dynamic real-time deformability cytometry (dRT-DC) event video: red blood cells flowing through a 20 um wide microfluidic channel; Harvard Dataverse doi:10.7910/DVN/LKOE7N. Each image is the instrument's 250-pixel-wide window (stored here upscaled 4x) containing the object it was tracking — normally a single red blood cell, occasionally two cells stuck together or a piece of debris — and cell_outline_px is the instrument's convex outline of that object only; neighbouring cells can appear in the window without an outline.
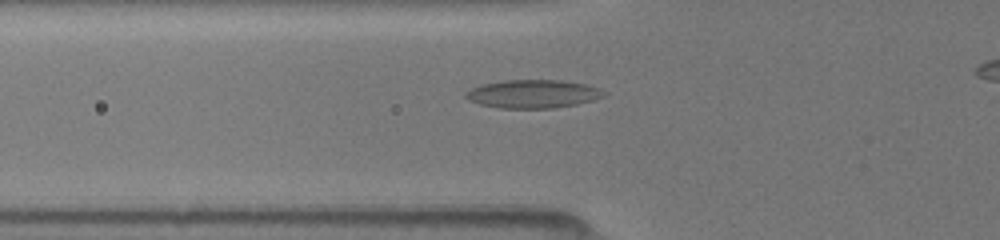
{"species": "common noctule bat (a hibernating species)", "species_latin": "Nyctalus noctula", "temperature_condition": "room temperature", "stored_images_in_passage": 28, "camera_frame_rate_fps": 3000, "um_per_image_px": 0.085, "animal": {"sex": "female", "body_mass_g": 19.5, "forearm_length_mm": 54.1}, "frame": {"image": 1, "passage_image": 6, "time_ms": 1.667, "image_size_px": [1000, 240], "cell_outline_px": [[604, 96], [592, 100], [576, 104], [552, 108], [500, 108], [480, 104], [468, 100], [464, 96], [464, 92], [472, 88], [484, 84], [500, 80], [560, 80], [584, 84], [600, 88], [604, 92]], "centroid_in_image_um": [45.26, 7.98], "position_along_channel_um": 80.5, "area_um2": 22.66}}
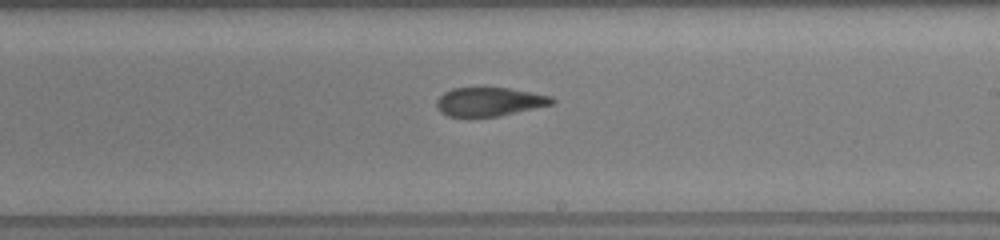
{"frame": {"image": 2, "passage_image": 18, "time_ms": 5.667, "image_size_px": [1000, 240], "cell_outline_px": [[556, 100], [552, 104], [496, 116], [448, 116], [440, 112], [436, 104], [436, 100], [444, 92], [452, 88], [508, 88], [552, 96]], "centroid_in_image_um": [41.57, 8.63], "position_along_channel_um": 247.4, "area_um2": 18.96}}
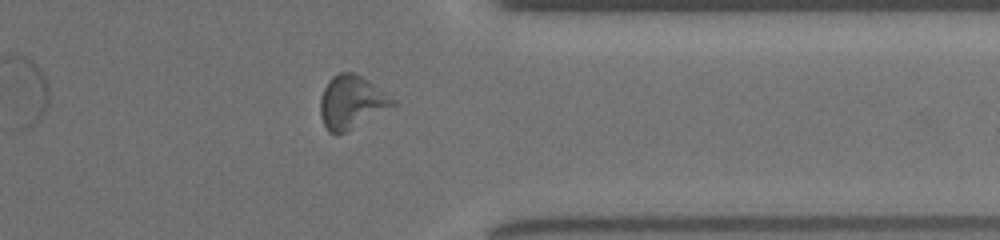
{"frame": {"image": 3, "passage_image": 28, "time_ms": 9.0, "image_size_px": [1000, 240], "cell_outline_px": [[396, 104], [344, 132], [336, 136], [328, 132], [320, 116], [320, 100], [324, 88], [328, 80], [332, 76], [340, 72], [352, 72], [368, 80], [392, 100]], "centroid_in_image_um": [29.79, 8.68], "position_along_channel_um": 381.6, "area_um2": 21.73}}